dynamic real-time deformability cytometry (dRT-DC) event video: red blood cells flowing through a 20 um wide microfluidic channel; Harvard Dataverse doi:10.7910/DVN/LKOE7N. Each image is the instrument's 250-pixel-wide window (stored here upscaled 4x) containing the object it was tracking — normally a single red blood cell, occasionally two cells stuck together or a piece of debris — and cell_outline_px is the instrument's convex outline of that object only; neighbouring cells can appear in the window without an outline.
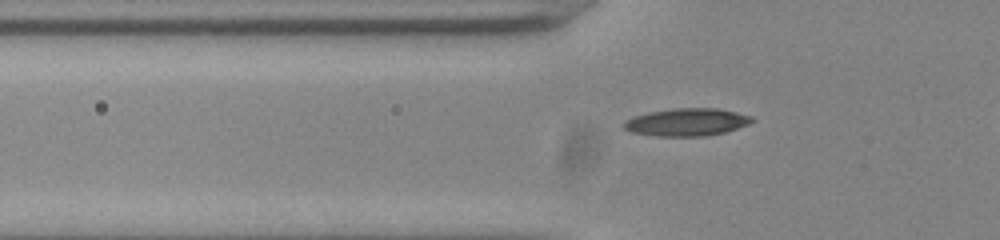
{"species": "common noctule bat (a hibernating species)", "species_latin": "Nyctalus noctula", "temperature_condition": "room temperature", "stored_images_in_passage": 44, "camera_frame_rate_fps": 3000, "um_per_image_px": 0.085, "animal": {"sex": "male", "body_mass_g": 20.0, "forearm_length_mm": 53.3}, "frame": {"image": 1, "passage_image": 14, "time_ms": 4.333, "image_size_px": [1000, 240], "cell_outline_px": [[756, 120], [748, 124], [724, 132], [704, 136], [656, 136], [632, 132], [624, 128], [624, 124], [632, 116], [648, 112], [672, 108], [716, 108], [736, 112], [752, 116]], "centroid_in_image_um": [58.39, 10.37], "position_along_channel_um": 67.4, "area_um2": 20.52}}
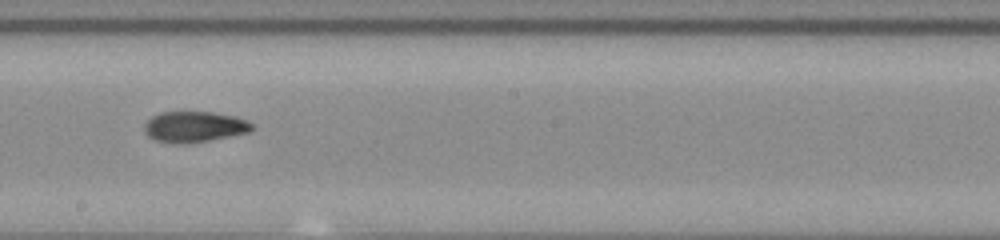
{"frame": {"image": 2, "passage_image": 27, "time_ms": 8.667, "image_size_px": [1000, 240], "cell_outline_px": [[256, 128], [248, 132], [208, 140], [184, 144], [172, 144], [152, 140], [144, 132], [144, 124], [152, 116], [160, 112], [212, 112], [236, 116], [248, 120]], "centroid_in_image_um": [16.49, 10.78], "position_along_channel_um": 231.7, "area_um2": 19.54}}
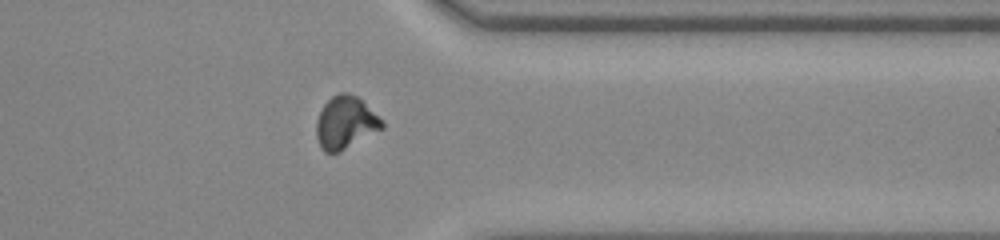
{"frame": {"image": 3, "passage_image": 39, "time_ms": 12.667, "image_size_px": [1000, 240], "cell_outline_px": [[384, 128], [340, 152], [324, 152], [320, 148], [316, 136], [316, 120], [324, 104], [332, 96], [340, 92], [348, 92], [356, 96], [384, 120]], "centroid_in_image_um": [29.36, 10.43], "position_along_channel_um": 382.0, "area_um2": 20.23}}